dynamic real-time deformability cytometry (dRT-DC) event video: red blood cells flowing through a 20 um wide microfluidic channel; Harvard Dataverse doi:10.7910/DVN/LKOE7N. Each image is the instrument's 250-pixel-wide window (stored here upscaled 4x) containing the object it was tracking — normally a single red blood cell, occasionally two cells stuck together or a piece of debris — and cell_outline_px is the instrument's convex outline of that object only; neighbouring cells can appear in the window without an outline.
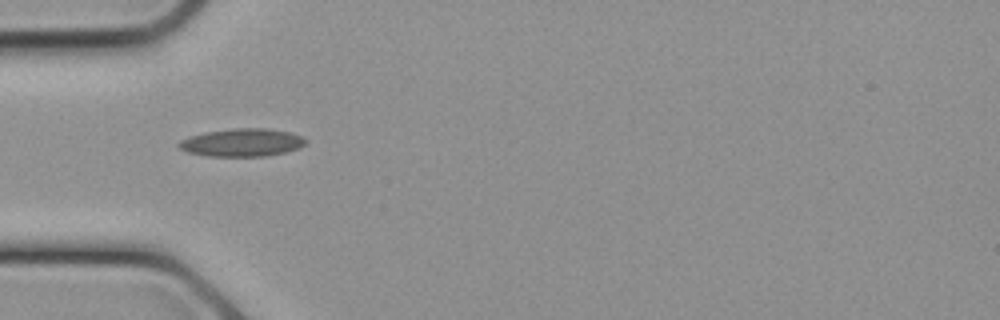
{"species": "common noctule bat (a hibernating species)", "species_latin": "Nyctalus noctula", "temperature_condition": "cold", "stored_images_in_passage": 5, "camera_frame_rate_fps": 3000, "um_per_image_px": 0.085, "animal": {"sex": "female", "body_mass_g": 21.9}, "frame": {"image": 1, "passage_image": 1, "time_ms": 0.0, "image_size_px": [1000, 320], "cell_outline_px": [[308, 140], [300, 148], [268, 156], [208, 156], [188, 152], [180, 148], [176, 144], [180, 140], [188, 136], [204, 132], [232, 128], [268, 128], [288, 132], [300, 136]], "centroid_in_image_um": [20.55, 12.11], "position_along_channel_um": 64.5, "area_um2": 20.69}}
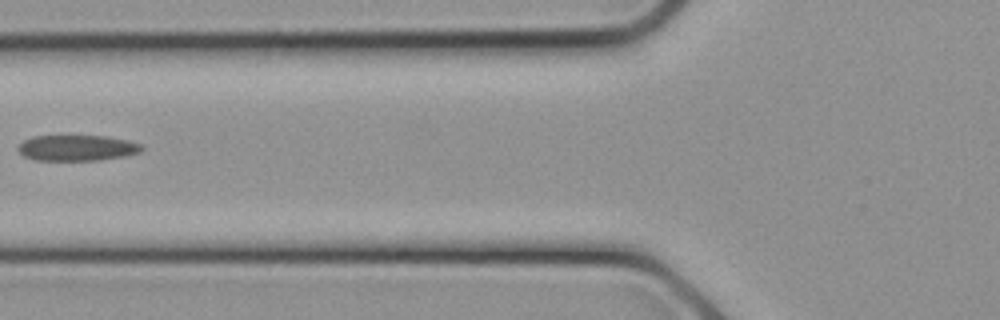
{"frame": {"image": 2, "passage_image": 3, "time_ms": 0.667, "image_size_px": [1000, 320], "cell_outline_px": [[144, 148], [140, 152], [128, 156], [100, 160], [32, 160], [24, 156], [16, 148], [24, 140], [32, 136], [104, 136], [128, 140], [144, 144]], "centroid_in_image_um": [6.59, 12.58], "position_along_channel_um": 119.2, "area_um2": 18.79}}
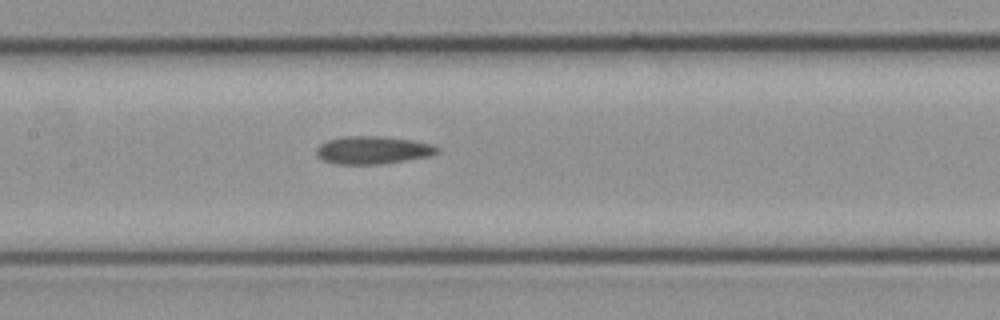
{"frame": {"image": 3, "passage_image": 5, "time_ms": 1.333, "image_size_px": [1000, 320], "cell_outline_px": [[440, 152], [432, 156], [380, 164], [332, 164], [316, 156], [316, 148], [320, 144], [328, 140], [344, 136], [380, 136], [412, 140], [432, 144], [440, 148]], "centroid_in_image_um": [31.7, 12.76], "position_along_channel_um": 175.7, "area_um2": 19.77}}